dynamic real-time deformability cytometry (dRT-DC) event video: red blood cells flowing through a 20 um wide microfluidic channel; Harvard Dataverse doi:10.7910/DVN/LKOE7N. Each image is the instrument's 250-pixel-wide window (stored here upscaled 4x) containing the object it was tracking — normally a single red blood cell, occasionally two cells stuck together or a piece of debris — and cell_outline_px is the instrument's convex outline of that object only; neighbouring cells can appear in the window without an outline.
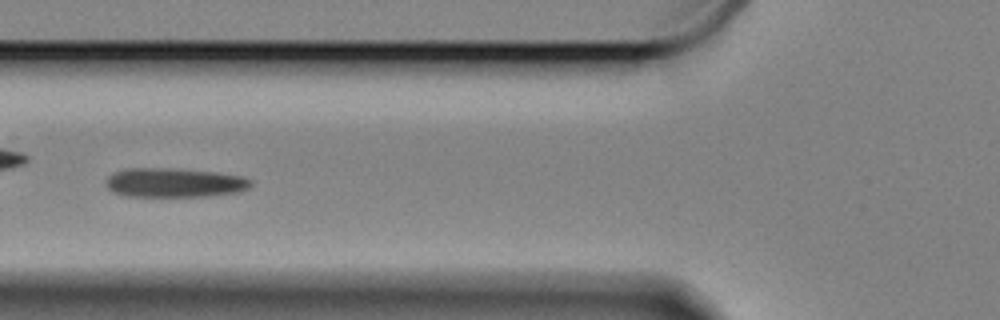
{"species": "Egyptian fruit bat (a non-hibernating species)", "species_latin": "Rousettus aegyptiacus", "temperature_condition": "cold", "stored_images_in_passage": 48, "camera_frame_rate_fps": 3000, "um_per_image_px": 0.085, "animal": {"sex": "female"}, "frame": {"image": 1, "passage_image": 14, "time_ms": 4.333, "image_size_px": [1000, 320], "cell_outline_px": [[252, 184], [248, 188], [236, 192], [212, 196], [124, 196], [112, 192], [108, 188], [108, 176], [116, 172], [128, 168], [168, 168], [216, 172], [240, 176], [252, 180]], "centroid_in_image_um": [14.83, 15.53], "position_along_channel_um": 111.0, "area_um2": 24.51}}
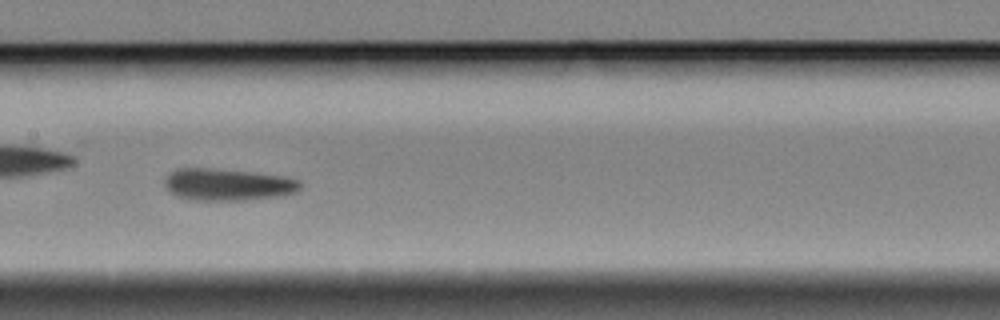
{"frame": {"image": 2, "passage_image": 21, "time_ms": 6.667, "image_size_px": [1000, 320], "cell_outline_px": [[300, 188], [296, 192], [284, 196], [244, 200], [188, 200], [176, 196], [164, 184], [164, 180], [176, 168], [208, 168], [248, 172], [284, 176], [300, 180]], "centroid_in_image_um": [19.37, 15.7], "position_along_channel_um": 188.0, "area_um2": 25.2}, "authors_computed_cell_mechanics": {"area_um2": 24.4494, "velocity_mm_per_s": 3.2915, "shape_relaxation_time_tau1_ms": 3.4968, "shape_relaxation_time_tau2_ms": 3.1422, "deformation_change_tau1": 0.1323, "deformation_change_tau2": 0.1032}}